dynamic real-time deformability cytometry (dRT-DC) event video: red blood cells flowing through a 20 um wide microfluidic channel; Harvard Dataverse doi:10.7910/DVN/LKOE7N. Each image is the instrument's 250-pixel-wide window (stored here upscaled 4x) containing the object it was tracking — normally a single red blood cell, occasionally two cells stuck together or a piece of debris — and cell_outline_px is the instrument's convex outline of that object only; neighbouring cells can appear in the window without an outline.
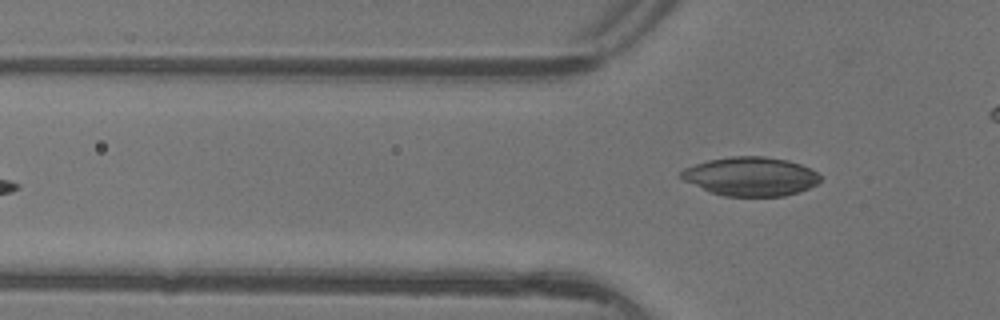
{"species": "common noctule bat (a hibernating species)", "species_latin": "Nyctalus noctula", "temperature_condition": "warm", "stored_images_in_passage": 3, "camera_frame_rate_fps": 3000, "um_per_image_px": 0.085, "animal": {"sex": "female"}, "frame": {"image": 1, "passage_image": 3, "time_ms": 0.667, "image_size_px": [1000, 320], "cell_outline_px": [[824, 176], [816, 184], [808, 188], [784, 196], [724, 196], [712, 192], [684, 180], [680, 176], [680, 172], [684, 168], [708, 160], [732, 156], [764, 156], [788, 160], [800, 164]], "centroid_in_image_um": [63.83, 14.99], "position_along_channel_um": 62.0, "area_um2": 31.27}}